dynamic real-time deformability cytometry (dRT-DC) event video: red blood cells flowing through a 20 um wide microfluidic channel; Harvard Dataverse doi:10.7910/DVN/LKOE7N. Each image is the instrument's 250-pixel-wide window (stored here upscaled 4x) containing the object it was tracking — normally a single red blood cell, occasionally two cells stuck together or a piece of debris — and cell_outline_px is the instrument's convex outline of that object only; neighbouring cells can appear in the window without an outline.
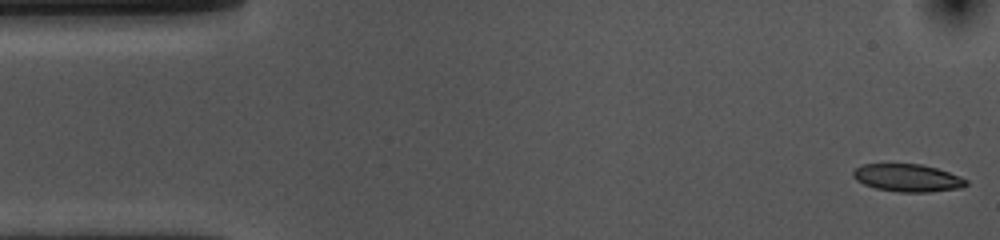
{"species": "common noctule bat (a hibernating species)", "species_latin": "Nyctalus noctula", "temperature_condition": "cold", "stored_images_in_passage": 53, "camera_frame_rate_fps": 3000, "um_per_image_px": 0.085, "animal": {"sex": "female", "body_mass_g": 10.0, "forearm_length_mm": 53.1}, "frame": {"image": 1, "passage_image": 1, "time_ms": 0.0, "image_size_px": [1000, 240], "cell_outline_px": [[968, 184], [960, 188], [928, 192], [900, 192], [876, 188], [864, 184], [856, 180], [852, 176], [852, 172], [856, 168], [864, 164], [920, 164], [936, 168], [960, 176], [968, 180]], "centroid_in_image_um": [77.15, 15.12], "position_along_channel_um": 7.9, "area_um2": 18.09}}
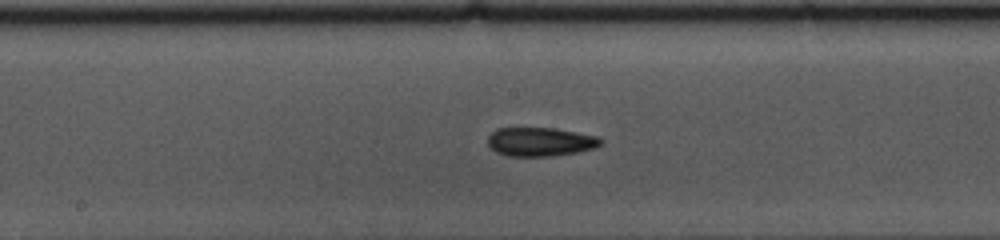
{"frame": {"image": 2, "passage_image": 26, "time_ms": 8.333, "image_size_px": [1000, 240], "cell_outline_px": [[604, 140], [596, 148], [576, 152], [552, 156], [508, 156], [496, 152], [488, 144], [488, 136], [496, 128], [556, 128], [600, 136]], "centroid_in_image_um": [45.96, 12.04], "position_along_channel_um": 202.2, "area_um2": 19.13}}
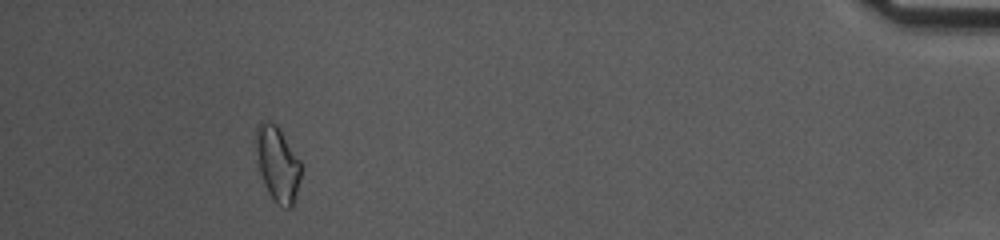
{"frame": {"image": 3, "passage_image": 49, "time_ms": 16.0, "image_size_px": [1000, 240], "cell_outline_px": [[300, 180], [292, 208], [284, 208], [276, 204], [268, 192], [264, 184], [260, 172], [256, 152], [256, 128], [260, 120], [264, 120], [276, 124], [300, 160]], "centroid_in_image_um": [23.58, 13.95], "position_along_channel_um": 411.6, "area_um2": 19.59}, "authors_computed_cell_mechanics": {"area_um2": 18.8428, "velocity_mm_per_s": 3.6282, "shape_relaxation_time_tau1_ms": 4.1876, "shape_relaxation_time_tau2_ms": 4.8346, "deformation_change_tau1": 0.1115, "deformation_change_tau2": 0.128}}